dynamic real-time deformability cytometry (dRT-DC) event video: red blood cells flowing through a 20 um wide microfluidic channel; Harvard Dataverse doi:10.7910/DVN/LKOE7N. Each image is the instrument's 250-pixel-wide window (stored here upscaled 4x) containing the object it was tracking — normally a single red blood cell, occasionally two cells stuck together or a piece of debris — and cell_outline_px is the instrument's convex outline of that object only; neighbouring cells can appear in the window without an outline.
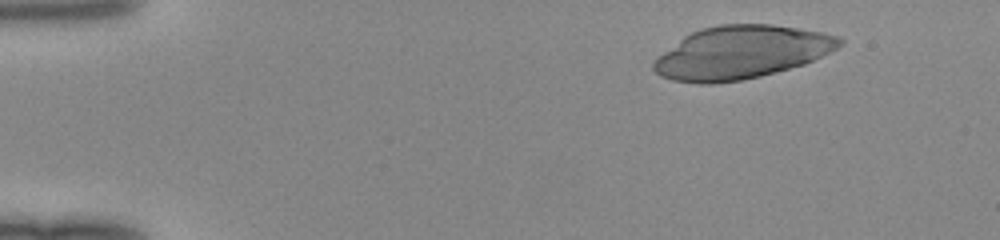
{"species": "human", "species_latin": "Homo sapiens", "temperature_condition": "room temperature", "stored_images_in_passage": 43, "camera_frame_rate_fps": 3000, "um_per_image_px": 0.085, "donor": {"sex": "female"}, "frame": {"image": 1, "passage_image": 5, "time_ms": 1.333, "image_size_px": [1000, 240], "cell_outline_px": [[844, 44], [804, 64], [760, 76], [740, 80], [712, 84], [696, 84], [672, 80], [660, 76], [652, 68], [652, 60], [656, 56], [684, 36], [700, 28], [720, 24], [772, 24], [824, 32], [840, 36], [844, 40]], "centroid_in_image_um": [62.96, 4.45], "position_along_channel_um": 22.0, "area_um2": 57.57}}